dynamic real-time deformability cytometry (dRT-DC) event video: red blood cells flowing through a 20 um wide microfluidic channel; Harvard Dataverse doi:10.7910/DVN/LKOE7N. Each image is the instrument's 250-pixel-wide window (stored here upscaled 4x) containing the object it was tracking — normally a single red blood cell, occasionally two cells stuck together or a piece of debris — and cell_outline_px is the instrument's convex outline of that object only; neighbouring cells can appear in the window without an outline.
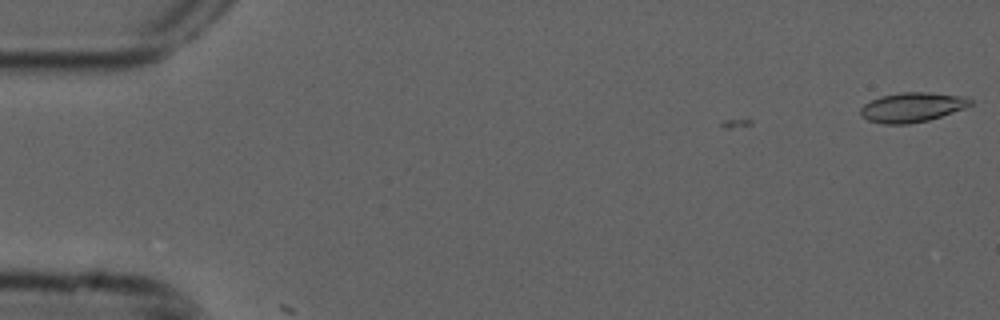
{"species": "common noctule bat (a hibernating species)", "species_latin": "Nyctalus noctula", "temperature_condition": "cold", "stored_images_in_passage": 2, "camera_frame_rate_fps": 3000, "um_per_image_px": 0.085, "animal": {"sex": "male", "forearm_length_mm": 52.5}, "frame": {"image": 1, "passage_image": 2, "time_ms": 0.333, "image_size_px": [1000, 320], "cell_outline_px": [[972, 104], [964, 108], [928, 120], [908, 124], [884, 124], [868, 120], [860, 116], [860, 108], [864, 104], [880, 96], [900, 92], [928, 92], [968, 96], [972, 100]], "centroid_in_image_um": [77.53, 9.1], "position_along_channel_um": 7.5, "area_um2": 19.02}}